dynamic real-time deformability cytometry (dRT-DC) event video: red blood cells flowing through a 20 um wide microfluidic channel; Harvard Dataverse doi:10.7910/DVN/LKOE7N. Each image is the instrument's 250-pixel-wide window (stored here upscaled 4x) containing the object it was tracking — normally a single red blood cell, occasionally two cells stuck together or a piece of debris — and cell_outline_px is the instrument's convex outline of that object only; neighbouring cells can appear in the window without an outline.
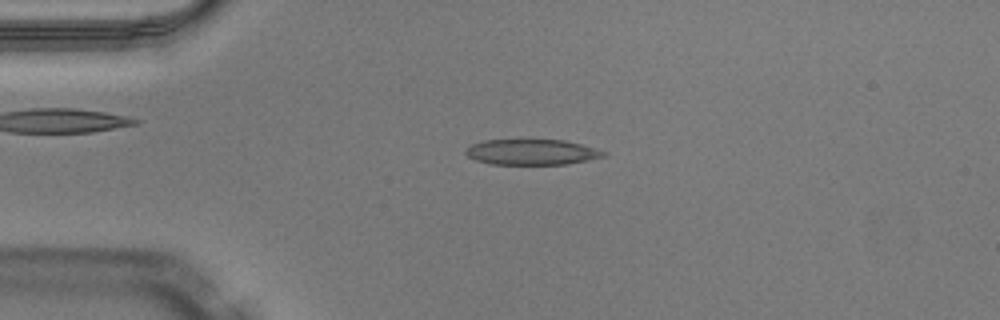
{"species": "Egyptian fruit bat (a non-hibernating species)", "species_latin": "Rousettus aegyptiacus", "temperature_condition": "warm", "stored_images_in_passage": 49, "camera_frame_rate_fps": 3000, "um_per_image_px": 0.085, "animal": {"sex": "male"}, "frame": {"image": 1, "passage_image": 12, "time_ms": 3.667, "image_size_px": [1000, 320], "cell_outline_px": [[608, 152], [604, 156], [588, 160], [568, 164], [492, 164], [476, 160], [468, 156], [464, 152], [472, 144], [484, 140], [564, 140], [580, 144]], "centroid_in_image_um": [45.21, 12.93], "position_along_channel_um": 39.8, "area_um2": 20.35}}
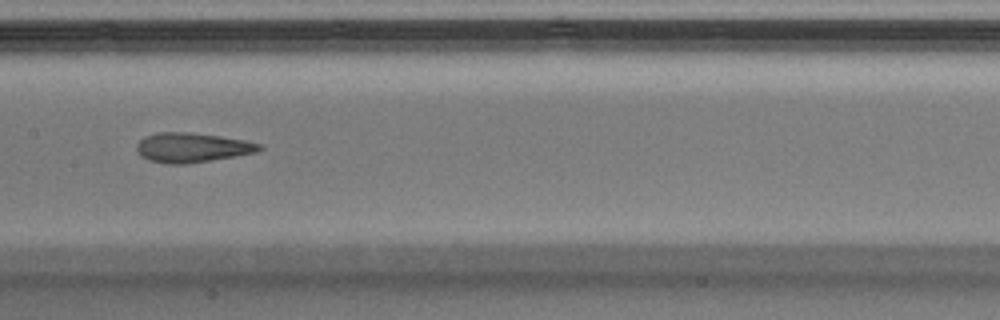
{"frame": {"image": 2, "passage_image": 25, "time_ms": 8.0, "image_size_px": [1000, 320], "cell_outline_px": [[264, 148], [256, 152], [236, 156], [188, 164], [168, 164], [148, 160], [140, 156], [136, 148], [136, 144], [144, 136], [156, 132], [188, 132], [220, 136], [244, 140], [260, 144]], "centroid_in_image_um": [16.29, 12.54], "position_along_channel_um": 191.1, "area_um2": 21.27}}
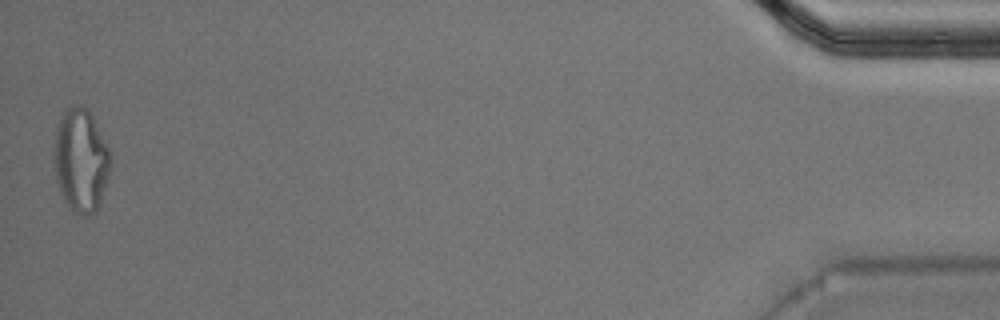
{"frame": {"image": 3, "passage_image": 49, "time_ms": 16.0, "image_size_px": [1000, 320], "cell_outline_px": [[112, 160], [100, 200], [96, 212], [88, 216], [84, 216], [72, 212], [68, 208], [60, 192], [56, 180], [56, 128], [60, 116], [64, 108], [80, 104], [88, 108], [108, 148]], "centroid_in_image_um": [6.87, 13.63], "position_along_channel_um": 428.3, "area_um2": 33.64}, "authors_computed_cell_mechanics": {"area_um2": 21.6172, "velocity_mm_per_s": 4.114, "shape_relaxation_time_tau1_ms": 6.9584, "shape_relaxation_time_tau2_ms": 1.8235, "deformation_change_tau1": 0.2296, "deformation_change_tau2": 0.1203}}